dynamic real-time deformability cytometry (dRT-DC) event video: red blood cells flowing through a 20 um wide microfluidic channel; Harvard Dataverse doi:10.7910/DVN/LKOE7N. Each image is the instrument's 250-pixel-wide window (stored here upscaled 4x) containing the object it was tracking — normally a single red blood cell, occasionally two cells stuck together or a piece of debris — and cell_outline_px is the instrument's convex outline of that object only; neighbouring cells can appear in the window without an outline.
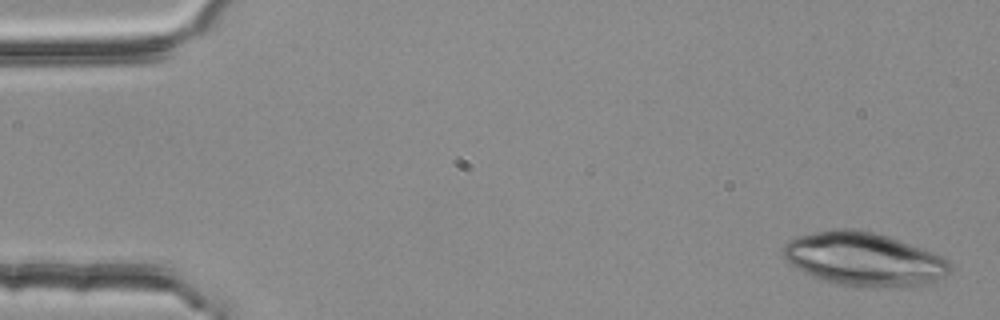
{"species": "common noctule bat (a hibernating species)", "species_latin": "Nyctalus noctula", "temperature_condition": "room temperature", "stored_images_in_passage": 3, "camera_frame_rate_fps": 3000, "um_per_image_px": 0.085, "animal": {"sex": "female", "body_mass_g": 25.1}, "frame": {"image": 1, "passage_image": 1, "time_ms": 0.0, "image_size_px": [1000, 320], "cell_outline_px": [[952, 268], [936, 284], [912, 288], [908, 288], [836, 284], [812, 276], [804, 272], [784, 260], [784, 248], [788, 240], [812, 232], [836, 228], [852, 228], [872, 232], [888, 236], [932, 252], [948, 260], [952, 264]], "centroid_in_image_um": [73.5, 22.04], "position_along_channel_um": 11.5, "area_um2": 52.19}}